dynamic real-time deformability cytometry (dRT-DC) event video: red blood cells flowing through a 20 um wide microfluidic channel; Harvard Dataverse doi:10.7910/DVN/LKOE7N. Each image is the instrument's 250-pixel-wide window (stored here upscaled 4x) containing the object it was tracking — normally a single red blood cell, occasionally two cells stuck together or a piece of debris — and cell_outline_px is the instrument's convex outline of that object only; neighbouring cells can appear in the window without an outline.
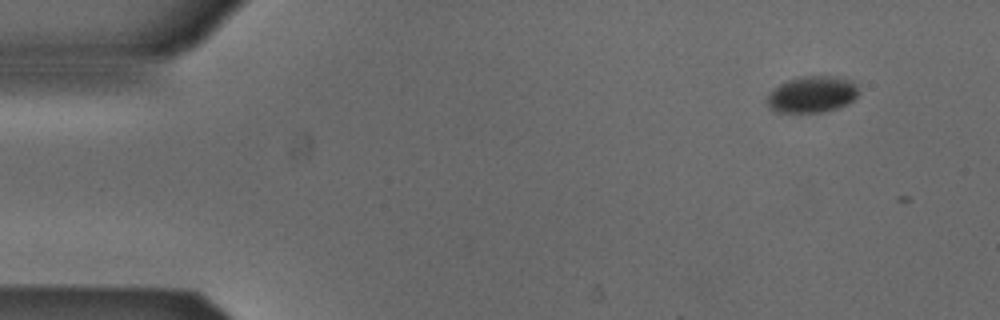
{"species": "Egyptian fruit bat (a non-hibernating species)", "species_latin": "Rousettus aegyptiacus", "temperature_condition": "cold", "stored_images_in_passage": 3, "camera_frame_rate_fps": 3000, "um_per_image_px": 0.085, "animal": {"sex": "male"}, "frame": {"image": 1, "passage_image": 1, "time_ms": 0.0, "image_size_px": [1000, 320], "cell_outline_px": [[856, 96], [852, 100], [836, 108], [824, 112], [772, 112], [768, 108], [768, 96], [780, 84], [788, 80], [804, 76], [832, 76], [848, 80], [856, 84]], "centroid_in_image_um": [68.98, 8.03], "position_along_channel_um": 16.0, "area_um2": 18.96}}